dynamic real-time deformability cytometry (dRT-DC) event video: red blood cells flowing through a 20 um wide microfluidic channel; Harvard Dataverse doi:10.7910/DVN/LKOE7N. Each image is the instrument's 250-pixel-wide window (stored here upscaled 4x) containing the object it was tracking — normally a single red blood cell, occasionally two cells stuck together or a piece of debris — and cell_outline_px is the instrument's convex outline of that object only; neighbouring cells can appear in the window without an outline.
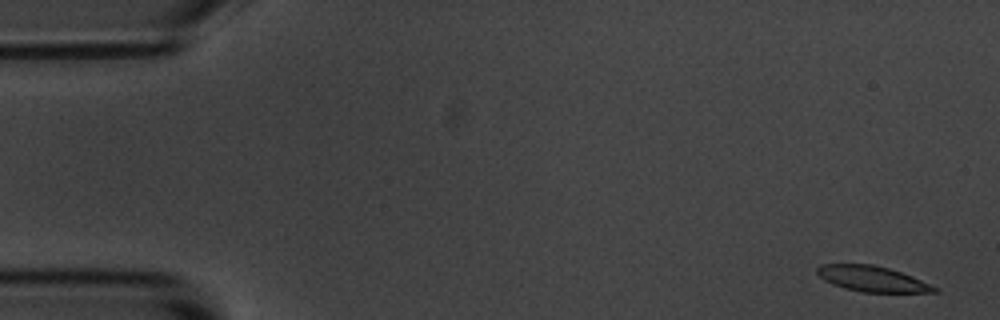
{"species": "common noctule bat (a hibernating species)", "species_latin": "Nyctalus noctula", "temperature_condition": "room temperature", "stored_images_in_passage": 6, "camera_frame_rate_fps": 3000, "um_per_image_px": 0.085, "animal": {"sex": "male", "body_mass_g": 20.1, "forearm_length_mm": 53.5}, "frame": {"image": 1, "passage_image": 1, "time_ms": 0.0, "image_size_px": [1000, 320], "cell_outline_px": [[940, 292], [860, 292], [844, 288], [832, 284], [824, 280], [816, 272], [816, 268], [820, 264], [872, 264], [888, 268], [912, 276], [940, 288]], "centroid_in_image_um": [74.14, 23.7], "position_along_channel_um": 10.9, "area_um2": 17.51}}
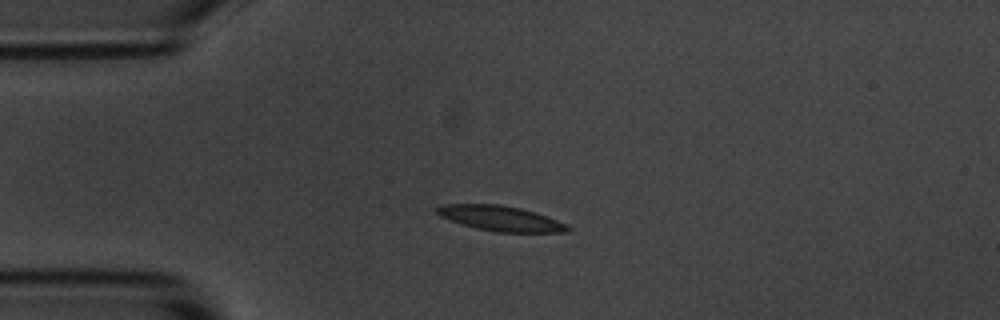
{"frame": {"image": 2, "passage_image": 4, "time_ms": 3.667, "image_size_px": [1000, 320], "cell_outline_px": [[572, 228], [568, 232], [496, 232], [476, 228], [460, 224], [440, 216], [436, 212], [436, 208], [444, 204], [500, 204], [520, 208], [536, 212], [548, 216]], "centroid_in_image_um": [42.54, 18.56], "position_along_channel_um": 42.5, "area_um2": 19.13}}